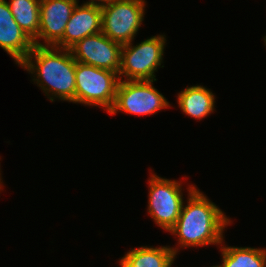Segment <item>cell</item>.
Listing matches in <instances>:
<instances>
[{
  "instance_id": "obj_11",
  "label": "cell",
  "mask_w": 266,
  "mask_h": 267,
  "mask_svg": "<svg viewBox=\"0 0 266 267\" xmlns=\"http://www.w3.org/2000/svg\"><path fill=\"white\" fill-rule=\"evenodd\" d=\"M34 46V41L15 21L7 1L0 0V47L19 66Z\"/></svg>"
},
{
  "instance_id": "obj_6",
  "label": "cell",
  "mask_w": 266,
  "mask_h": 267,
  "mask_svg": "<svg viewBox=\"0 0 266 267\" xmlns=\"http://www.w3.org/2000/svg\"><path fill=\"white\" fill-rule=\"evenodd\" d=\"M145 0H115L101 7V32L113 41H134L144 21Z\"/></svg>"
},
{
  "instance_id": "obj_15",
  "label": "cell",
  "mask_w": 266,
  "mask_h": 267,
  "mask_svg": "<svg viewBox=\"0 0 266 267\" xmlns=\"http://www.w3.org/2000/svg\"><path fill=\"white\" fill-rule=\"evenodd\" d=\"M7 3L20 28L34 40L39 33L40 0H10Z\"/></svg>"
},
{
  "instance_id": "obj_4",
  "label": "cell",
  "mask_w": 266,
  "mask_h": 267,
  "mask_svg": "<svg viewBox=\"0 0 266 267\" xmlns=\"http://www.w3.org/2000/svg\"><path fill=\"white\" fill-rule=\"evenodd\" d=\"M75 104L112 109L119 76L116 72L76 62Z\"/></svg>"
},
{
  "instance_id": "obj_8",
  "label": "cell",
  "mask_w": 266,
  "mask_h": 267,
  "mask_svg": "<svg viewBox=\"0 0 266 267\" xmlns=\"http://www.w3.org/2000/svg\"><path fill=\"white\" fill-rule=\"evenodd\" d=\"M121 48L122 44L99 32L77 41L69 50L76 62L118 74L121 67Z\"/></svg>"
},
{
  "instance_id": "obj_9",
  "label": "cell",
  "mask_w": 266,
  "mask_h": 267,
  "mask_svg": "<svg viewBox=\"0 0 266 267\" xmlns=\"http://www.w3.org/2000/svg\"><path fill=\"white\" fill-rule=\"evenodd\" d=\"M77 3L78 0H40L39 33L34 45L54 46L63 37Z\"/></svg>"
},
{
  "instance_id": "obj_13",
  "label": "cell",
  "mask_w": 266,
  "mask_h": 267,
  "mask_svg": "<svg viewBox=\"0 0 266 267\" xmlns=\"http://www.w3.org/2000/svg\"><path fill=\"white\" fill-rule=\"evenodd\" d=\"M176 258L171 247L141 246L129 250L121 259L120 267H168Z\"/></svg>"
},
{
  "instance_id": "obj_7",
  "label": "cell",
  "mask_w": 266,
  "mask_h": 267,
  "mask_svg": "<svg viewBox=\"0 0 266 267\" xmlns=\"http://www.w3.org/2000/svg\"><path fill=\"white\" fill-rule=\"evenodd\" d=\"M148 185L147 212L157 226L169 232L177 222L184 203L182 182L162 178L152 172Z\"/></svg>"
},
{
  "instance_id": "obj_2",
  "label": "cell",
  "mask_w": 266,
  "mask_h": 267,
  "mask_svg": "<svg viewBox=\"0 0 266 267\" xmlns=\"http://www.w3.org/2000/svg\"><path fill=\"white\" fill-rule=\"evenodd\" d=\"M19 66L34 75L32 81L51 102L75 103L76 61L69 49L35 45Z\"/></svg>"
},
{
  "instance_id": "obj_17",
  "label": "cell",
  "mask_w": 266,
  "mask_h": 267,
  "mask_svg": "<svg viewBox=\"0 0 266 267\" xmlns=\"http://www.w3.org/2000/svg\"><path fill=\"white\" fill-rule=\"evenodd\" d=\"M174 261L175 259L168 265V267H172L173 266L172 264H174Z\"/></svg>"
},
{
  "instance_id": "obj_5",
  "label": "cell",
  "mask_w": 266,
  "mask_h": 267,
  "mask_svg": "<svg viewBox=\"0 0 266 267\" xmlns=\"http://www.w3.org/2000/svg\"><path fill=\"white\" fill-rule=\"evenodd\" d=\"M155 80H120L111 115L119 111L132 115H153L171 104L154 86Z\"/></svg>"
},
{
  "instance_id": "obj_16",
  "label": "cell",
  "mask_w": 266,
  "mask_h": 267,
  "mask_svg": "<svg viewBox=\"0 0 266 267\" xmlns=\"http://www.w3.org/2000/svg\"><path fill=\"white\" fill-rule=\"evenodd\" d=\"M115 0H89L87 2H84L86 4H92L94 6L103 7L105 5L111 4Z\"/></svg>"
},
{
  "instance_id": "obj_1",
  "label": "cell",
  "mask_w": 266,
  "mask_h": 267,
  "mask_svg": "<svg viewBox=\"0 0 266 267\" xmlns=\"http://www.w3.org/2000/svg\"><path fill=\"white\" fill-rule=\"evenodd\" d=\"M187 190V205L183 203L177 222L169 230L178 238L177 248L171 247L176 256L180 248L221 246L225 228L232 223L224 211L195 185H188Z\"/></svg>"
},
{
  "instance_id": "obj_3",
  "label": "cell",
  "mask_w": 266,
  "mask_h": 267,
  "mask_svg": "<svg viewBox=\"0 0 266 267\" xmlns=\"http://www.w3.org/2000/svg\"><path fill=\"white\" fill-rule=\"evenodd\" d=\"M166 41V36L161 34L151 36L136 46L133 41L123 44L119 80L157 81L155 72L159 67H164L162 63Z\"/></svg>"
},
{
  "instance_id": "obj_14",
  "label": "cell",
  "mask_w": 266,
  "mask_h": 267,
  "mask_svg": "<svg viewBox=\"0 0 266 267\" xmlns=\"http://www.w3.org/2000/svg\"><path fill=\"white\" fill-rule=\"evenodd\" d=\"M219 247L222 261L221 267H266V247H235L223 246Z\"/></svg>"
},
{
  "instance_id": "obj_12",
  "label": "cell",
  "mask_w": 266,
  "mask_h": 267,
  "mask_svg": "<svg viewBox=\"0 0 266 267\" xmlns=\"http://www.w3.org/2000/svg\"><path fill=\"white\" fill-rule=\"evenodd\" d=\"M178 107L184 114L203 120L215 111V95L202 85L188 86L178 93Z\"/></svg>"
},
{
  "instance_id": "obj_18",
  "label": "cell",
  "mask_w": 266,
  "mask_h": 267,
  "mask_svg": "<svg viewBox=\"0 0 266 267\" xmlns=\"http://www.w3.org/2000/svg\"><path fill=\"white\" fill-rule=\"evenodd\" d=\"M211 267H221L220 264L219 265H214V266H211Z\"/></svg>"
},
{
  "instance_id": "obj_10",
  "label": "cell",
  "mask_w": 266,
  "mask_h": 267,
  "mask_svg": "<svg viewBox=\"0 0 266 267\" xmlns=\"http://www.w3.org/2000/svg\"><path fill=\"white\" fill-rule=\"evenodd\" d=\"M101 19V7L86 3L80 6L77 3L67 22L63 37L54 46L69 49L77 41L101 32Z\"/></svg>"
}]
</instances>
